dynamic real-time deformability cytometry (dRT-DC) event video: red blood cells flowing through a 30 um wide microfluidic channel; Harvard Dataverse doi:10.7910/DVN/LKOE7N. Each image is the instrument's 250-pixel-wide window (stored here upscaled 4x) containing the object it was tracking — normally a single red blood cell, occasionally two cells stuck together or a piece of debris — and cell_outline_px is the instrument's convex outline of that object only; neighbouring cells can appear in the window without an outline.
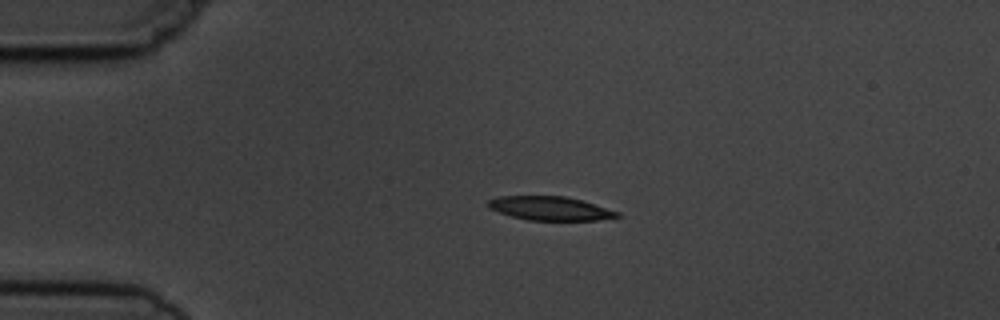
{"species": "common noctule bat (a hibernating species)", "species_latin": "Nyctalus noctula", "temperature_condition": "cold", "stored_images_in_passage": 4, "camera_frame_rate_fps": 3000, "um_per_image_px": 0.085, "animal": {"sex": "male", "body_mass_g": 19.5, "forearm_length_mm": 54.6}, "frame": {"image": 1, "passage_image": 3, "time_ms": 2.333, "image_size_px": [1000, 320], "cell_outline_px": [[624, 216], [596, 220], [528, 220], [512, 216], [488, 208], [488, 200], [500, 196], [564, 196], [580, 200], [620, 212]], "centroid_in_image_um": [46.78, 17.71], "position_along_channel_um": 38.2, "area_um2": 17.74}}